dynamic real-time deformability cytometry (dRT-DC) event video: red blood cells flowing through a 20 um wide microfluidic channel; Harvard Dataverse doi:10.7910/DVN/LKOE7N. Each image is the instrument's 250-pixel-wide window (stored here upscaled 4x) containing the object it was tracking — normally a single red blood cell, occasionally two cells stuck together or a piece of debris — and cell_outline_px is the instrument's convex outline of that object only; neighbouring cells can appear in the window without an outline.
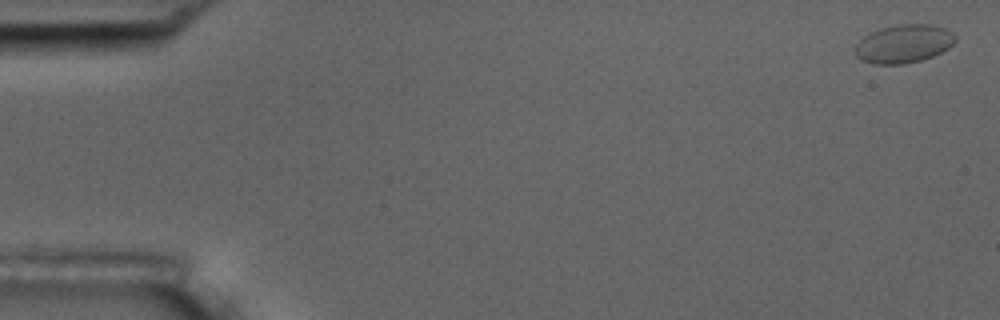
{"species": "common noctule bat (a hibernating species)", "species_latin": "Nyctalus noctula", "temperature_condition": "room temperature", "stored_images_in_passage": 7, "camera_frame_rate_fps": 3000, "um_per_image_px": 0.085, "animal": {"sex": "male", "body_mass_g": 17.5, "forearm_length_mm": 52.3}, "frame": {"image": 1, "passage_image": 1, "time_ms": 0.0, "image_size_px": [1000, 320], "cell_outline_px": [[956, 40], [948, 48], [932, 56], [920, 60], [904, 64], [876, 64], [860, 60], [856, 56], [856, 44], [868, 32], [880, 28], [896, 24], [932, 24], [944, 28], [952, 32], [956, 36]], "centroid_in_image_um": [76.8, 3.71], "position_along_channel_um": 8.2, "area_um2": 22.43}}
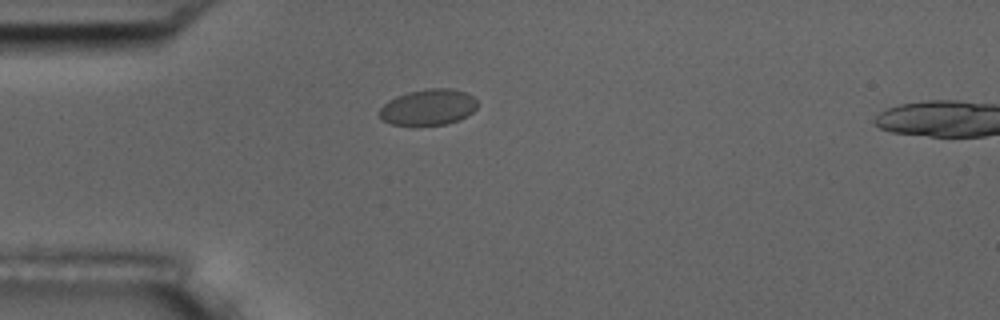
{"frame": {"image": 2, "passage_image": 5, "time_ms": 4.667, "image_size_px": [1000, 320], "cell_outline_px": [[476, 108], [472, 112], [460, 120], [444, 124], [392, 124], [384, 120], [380, 116], [380, 108], [388, 100], [396, 96], [408, 92], [424, 88], [452, 88], [464, 92], [472, 96], [476, 100]], "centroid_in_image_um": [36.41, 9.08], "position_along_channel_um": 48.6, "area_um2": 20.29}}